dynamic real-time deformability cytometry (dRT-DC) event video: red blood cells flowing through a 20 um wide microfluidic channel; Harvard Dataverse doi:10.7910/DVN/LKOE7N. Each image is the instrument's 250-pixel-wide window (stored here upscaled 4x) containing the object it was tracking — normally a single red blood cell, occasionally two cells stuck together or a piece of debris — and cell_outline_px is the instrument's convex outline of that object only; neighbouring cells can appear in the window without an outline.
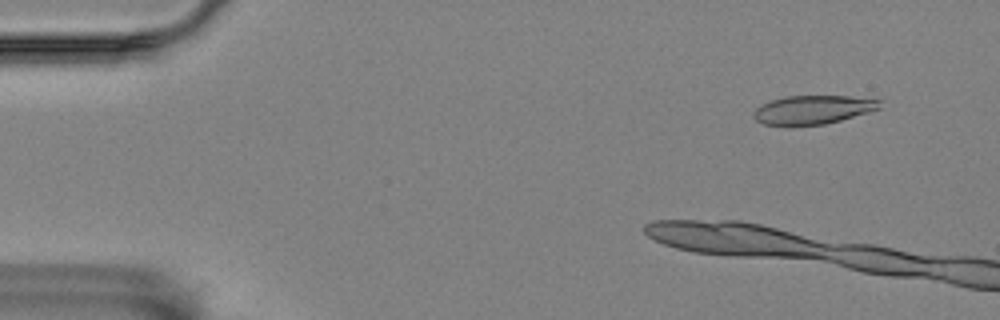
{"species": "Egyptian fruit bat (a non-hibernating species)", "species_latin": "Rousettus aegyptiacus", "temperature_condition": "room temperature", "stored_images_in_passage": 5, "camera_frame_rate_fps": 3000, "um_per_image_px": 0.085, "animal": {"sex": "female"}, "frame": {"image": 1, "passage_image": 1, "time_ms": 0.0, "image_size_px": [1000, 320], "cell_outline_px": [[884, 100], [880, 108], [868, 112], [840, 120], [824, 124], [764, 124], [756, 120], [752, 112], [756, 108], [772, 100], [784, 96], [848, 96]], "centroid_in_image_um": [69.15, 9.3], "position_along_channel_um": 15.9, "area_um2": 20.69}}